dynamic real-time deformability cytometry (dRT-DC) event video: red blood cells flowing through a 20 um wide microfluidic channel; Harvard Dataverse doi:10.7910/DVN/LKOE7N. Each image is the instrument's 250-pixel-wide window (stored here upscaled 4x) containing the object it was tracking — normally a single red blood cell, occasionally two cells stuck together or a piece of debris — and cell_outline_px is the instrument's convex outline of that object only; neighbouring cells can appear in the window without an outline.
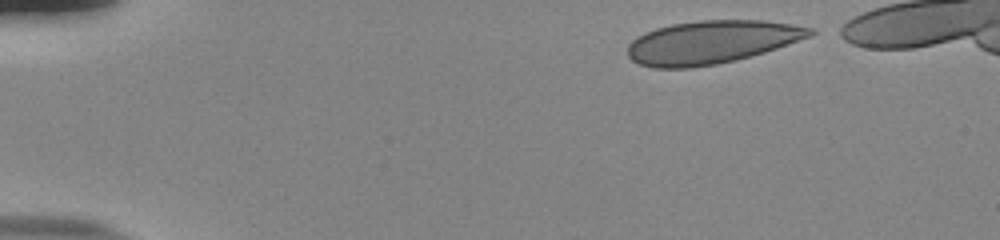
{"species": "human", "species_latin": "Homo sapiens", "temperature_condition": "room temperature", "stored_images_in_passage": 41, "camera_frame_rate_fps": 3000, "um_per_image_px": 0.085, "donor": {"sex": "male"}, "frame": {"image": 1, "passage_image": 1, "time_ms": 0.0, "image_size_px": [1000, 240], "cell_outline_px": [[816, 32], [812, 36], [764, 52], [736, 60], [716, 64], [692, 68], [652, 68], [640, 64], [632, 60], [628, 56], [628, 44], [636, 36], [644, 32], [656, 28], [672, 24], [700, 20], [764, 20], [812, 28]], "centroid_in_image_um": [60.44, 3.58], "position_along_channel_um": 24.6, "area_um2": 45.84}}
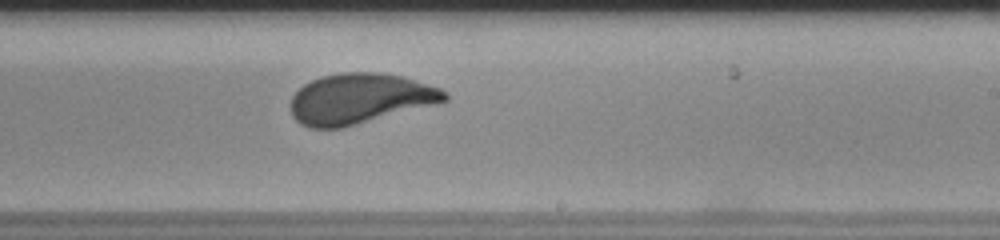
{"frame": {"image": 2, "passage_image": 27, "time_ms": 8.667, "image_size_px": [1000, 240], "cell_outline_px": [[448, 100], [344, 128], [308, 128], [300, 124], [292, 116], [292, 96], [304, 84], [312, 80], [324, 76], [344, 72], [380, 72], [400, 76], [440, 88], [448, 96]], "centroid_in_image_um": [30.55, 8.4], "position_along_channel_um": 258.5, "area_um2": 44.74}}
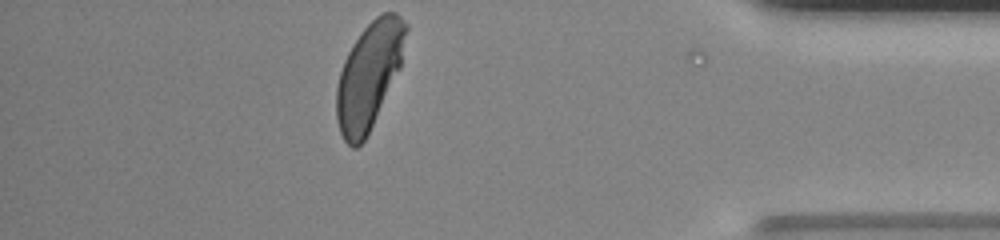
{"frame": {"image": 3, "passage_image": 41, "time_ms": 13.333, "image_size_px": [1000, 240], "cell_outline_px": [[408, 28], [400, 68], [364, 140], [356, 148], [352, 148], [344, 140], [340, 132], [336, 120], [336, 88], [340, 72], [344, 60], [352, 44], [364, 28], [376, 16], [384, 12], [396, 12], [408, 24]], "centroid_in_image_um": [31.36, 6.39], "position_along_channel_um": 403.8, "area_um2": 42.66}, "authors_computed_cell_mechanics": {"area_um2": 45.4308, "velocity_mm_per_s": 3.827, "shape_relaxation_time_tau1_ms": 5.327, "shape_relaxation_time_tau2_ms": null, "deformation_change_tau1": 0.1796, "deformation_change_tau2": null}}